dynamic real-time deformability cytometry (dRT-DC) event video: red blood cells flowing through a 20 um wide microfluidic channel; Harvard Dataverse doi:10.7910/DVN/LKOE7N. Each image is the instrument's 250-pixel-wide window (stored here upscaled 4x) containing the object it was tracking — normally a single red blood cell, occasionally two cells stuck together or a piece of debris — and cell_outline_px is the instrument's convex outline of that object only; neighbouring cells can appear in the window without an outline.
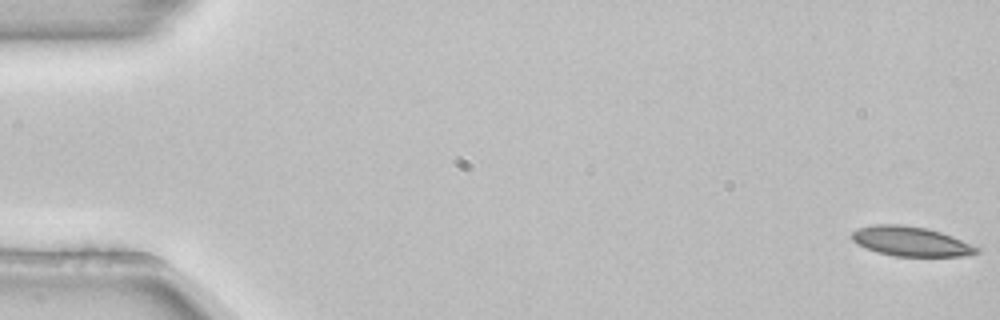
{"species": "common noctule bat (a hibernating species)", "species_latin": "Nyctalus noctula", "temperature_condition": "room temperature", "stored_images_in_passage": 54, "camera_frame_rate_fps": 3000, "um_per_image_px": 0.085, "animal": {"sex": "female", "body_mass_g": 22.7, "forearm_length_mm": 54.2}, "frame": {"image": 1, "passage_image": 1, "time_ms": 0.0, "image_size_px": [1000, 320], "cell_outline_px": [[980, 252], [968, 256], [896, 256], [876, 252], [856, 244], [852, 240], [852, 232], [860, 228], [872, 224], [900, 224], [928, 228], [952, 236], [980, 248]], "centroid_in_image_um": [77.42, 20.52], "position_along_channel_um": 7.6, "area_um2": 21.62}}
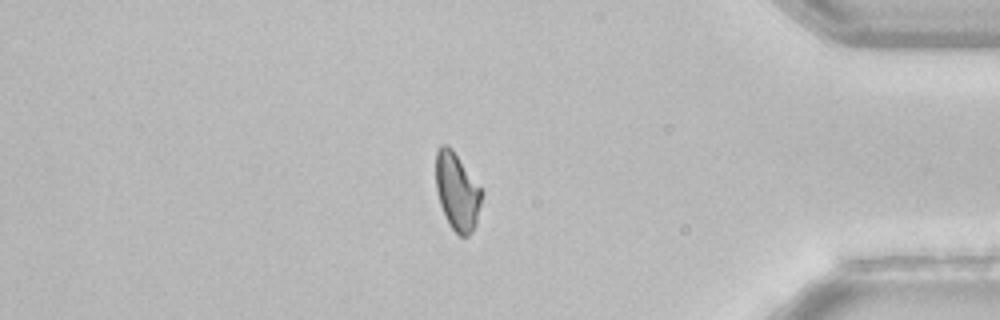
{"frame": {"image": 2, "passage_image": 46, "time_ms": 15.0, "image_size_px": [1000, 320], "cell_outline_px": [[484, 192], [476, 224], [472, 232], [468, 236], [460, 236], [448, 224], [444, 216], [436, 192], [436, 152], [440, 144], [448, 144], [452, 148], [484, 188]], "centroid_in_image_um": [38.88, 16.25], "position_along_channel_um": 396.3, "area_um2": 21.44}}
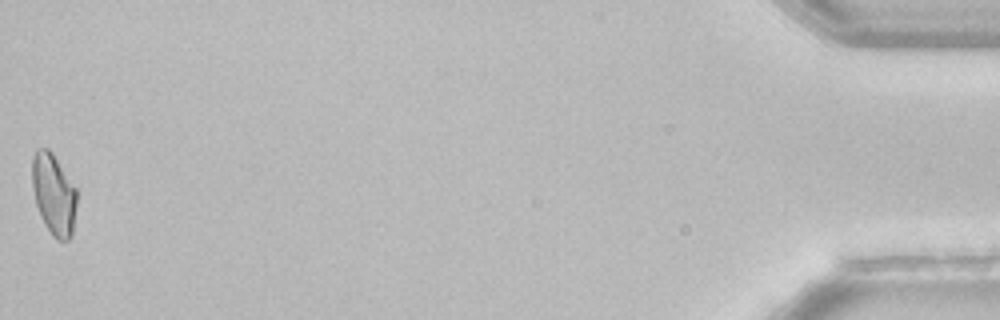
{"frame": {"image": 3, "passage_image": 54, "time_ms": 17.667, "image_size_px": [1000, 320], "cell_outline_px": [[76, 204], [72, 236], [68, 240], [56, 240], [52, 236], [44, 224], [36, 204], [32, 188], [32, 156], [36, 148], [48, 148], [52, 152], [76, 188]], "centroid_in_image_um": [4.55, 16.51], "position_along_channel_um": 430.6, "area_um2": 21.21}, "authors_computed_cell_mechanics": {"area_um2": 21.964, "velocity_mm_per_s": 3.8437, "shape_relaxation_time_tau1_ms": 8.1167, "shape_relaxation_time_tau2_ms": null, "deformation_change_tau1": 0.1393, "deformation_change_tau2": null}}